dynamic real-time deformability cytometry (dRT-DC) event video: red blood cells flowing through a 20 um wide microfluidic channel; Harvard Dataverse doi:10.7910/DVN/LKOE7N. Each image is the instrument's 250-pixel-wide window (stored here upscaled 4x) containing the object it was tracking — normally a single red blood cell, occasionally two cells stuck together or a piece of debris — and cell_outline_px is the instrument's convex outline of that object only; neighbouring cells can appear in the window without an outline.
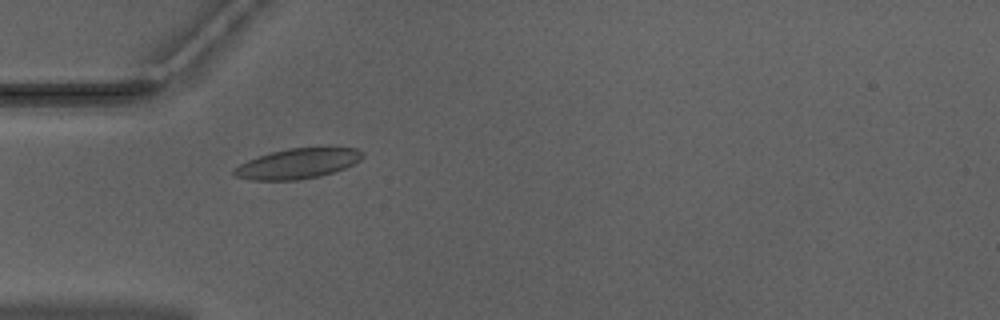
{"species": "Egyptian fruit bat (a non-hibernating species)", "species_latin": "Rousettus aegyptiacus", "temperature_condition": "warm", "stored_images_in_passage": 53, "camera_frame_rate_fps": 3000, "um_per_image_px": 0.085, "animal": {"sex": "male"}, "frame": {"image": 1, "passage_image": 17, "time_ms": 5.333, "image_size_px": [1000, 320], "cell_outline_px": [[364, 156], [360, 160], [336, 172], [320, 176], [296, 180], [252, 180], [236, 176], [232, 172], [232, 168], [248, 160], [272, 152], [288, 148], [328, 144], [332, 144], [356, 148], [364, 152]], "centroid_in_image_um": [25.41, 13.85], "position_along_channel_um": 59.6, "area_um2": 23.47}}
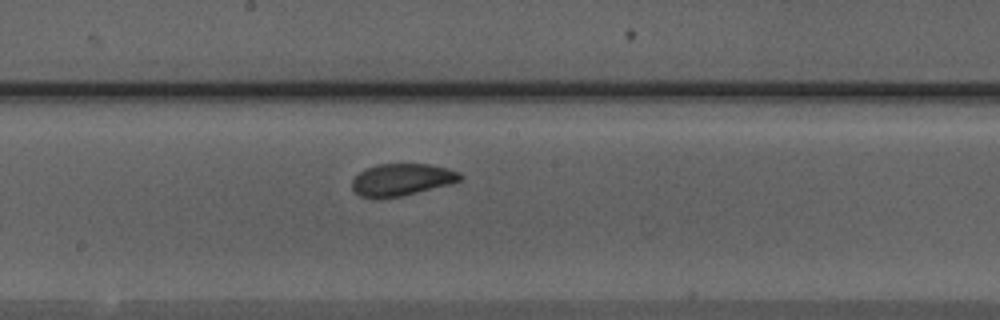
{"frame": {"image": 2, "passage_image": 29, "time_ms": 9.333, "image_size_px": [1000, 320], "cell_outline_px": [[464, 176], [460, 180], [452, 184], [400, 196], [360, 196], [352, 188], [352, 180], [364, 168], [376, 164], [428, 164], [448, 168], [460, 172]], "centroid_in_image_um": [34.2, 15.23], "position_along_channel_um": 214.0, "area_um2": 19.94}}
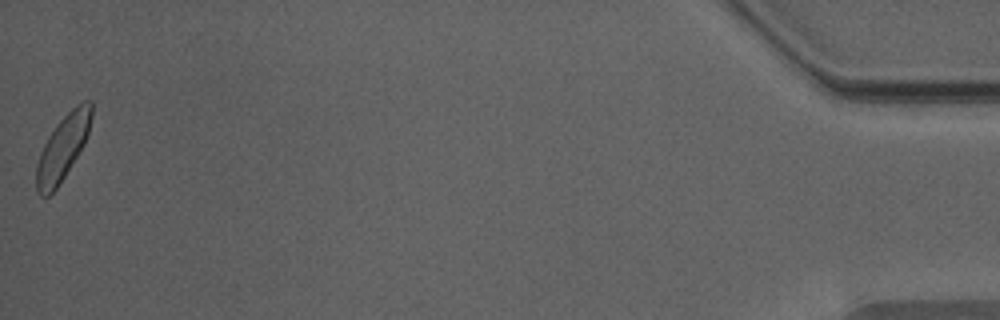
{"frame": {"image": 3, "passage_image": 53, "time_ms": 17.333, "image_size_px": [1000, 320], "cell_outline_px": [[92, 116], [88, 132], [84, 144], [64, 176], [56, 188], [48, 196], [40, 196], [36, 188], [36, 164], [40, 152], [48, 136], [60, 120], [76, 104], [84, 100], [92, 100]], "centroid_in_image_um": [5.33, 12.52], "position_along_channel_um": 429.9, "area_um2": 20.58}, "authors_computed_cell_mechanics": {"area_um2": 20.6346, "velocity_mm_per_s": 3.9444, "shape_relaxation_time_tau1_ms": 2.8589, "shape_relaxation_time_tau2_ms": 1.6067, "deformation_change_tau1": 0.103, "deformation_change_tau2": 0.0699}}